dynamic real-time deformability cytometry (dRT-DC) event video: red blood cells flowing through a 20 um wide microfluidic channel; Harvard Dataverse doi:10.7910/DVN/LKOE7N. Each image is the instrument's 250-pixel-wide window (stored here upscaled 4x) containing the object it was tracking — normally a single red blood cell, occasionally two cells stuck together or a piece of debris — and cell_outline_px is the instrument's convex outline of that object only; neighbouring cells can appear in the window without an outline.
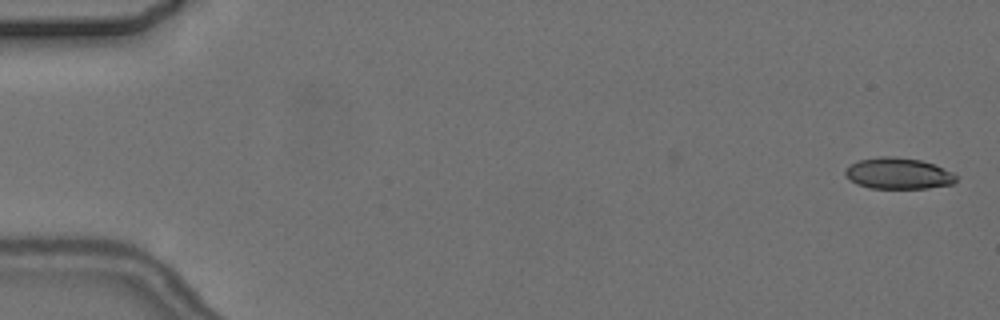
{"species": "common noctule bat (a hibernating species)", "species_latin": "Nyctalus noctula", "temperature_condition": "cold", "stored_images_in_passage": 6, "camera_frame_rate_fps": 3000, "um_per_image_px": 0.085, "animal": {"sex": "female", "body_mass_g": 24.6, "forearm_length_mm": 56.2}, "frame": {"image": 1, "passage_image": 1, "time_ms": 0.0, "image_size_px": [1000, 320], "cell_outline_px": [[960, 176], [952, 184], [928, 188], [868, 188], [856, 184], [844, 172], [852, 164], [860, 160], [880, 156], [896, 156], [920, 160], [932, 164], [952, 172]], "centroid_in_image_um": [76.39, 14.75], "position_along_channel_um": 8.6, "area_um2": 20.0}}
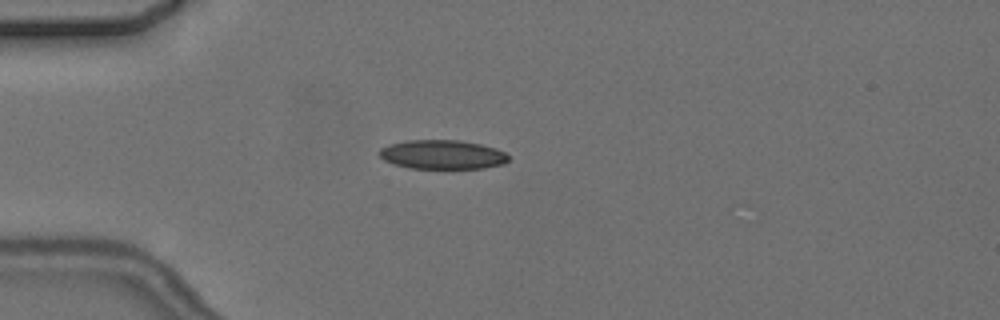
{"frame": {"image": 2, "passage_image": 5, "time_ms": 4.667, "image_size_px": [1000, 320], "cell_outline_px": [[508, 160], [504, 164], [484, 168], [412, 168], [396, 164], [384, 160], [376, 152], [380, 148], [388, 144], [408, 140], [460, 140], [480, 144], [496, 148], [504, 152], [508, 156]], "centroid_in_image_um": [37.59, 13.13], "position_along_channel_um": 47.4, "area_um2": 21.91}}
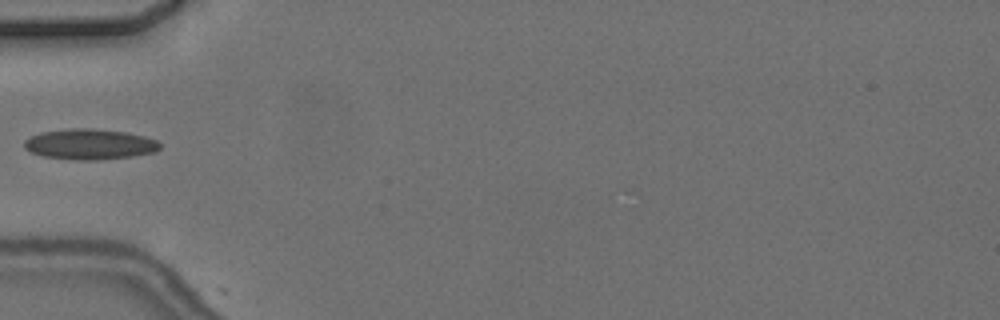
{"frame": {"image": 3, "passage_image": 6, "time_ms": 6.0, "image_size_px": [1000, 320], "cell_outline_px": [[160, 148], [156, 152], [132, 156], [100, 160], [76, 160], [44, 156], [32, 152], [24, 148], [24, 140], [40, 132], [72, 128], [88, 128], [124, 132], [144, 136], [156, 140], [160, 144]], "centroid_in_image_um": [7.63, 12.26], "position_along_channel_um": 77.4, "area_um2": 24.04}}